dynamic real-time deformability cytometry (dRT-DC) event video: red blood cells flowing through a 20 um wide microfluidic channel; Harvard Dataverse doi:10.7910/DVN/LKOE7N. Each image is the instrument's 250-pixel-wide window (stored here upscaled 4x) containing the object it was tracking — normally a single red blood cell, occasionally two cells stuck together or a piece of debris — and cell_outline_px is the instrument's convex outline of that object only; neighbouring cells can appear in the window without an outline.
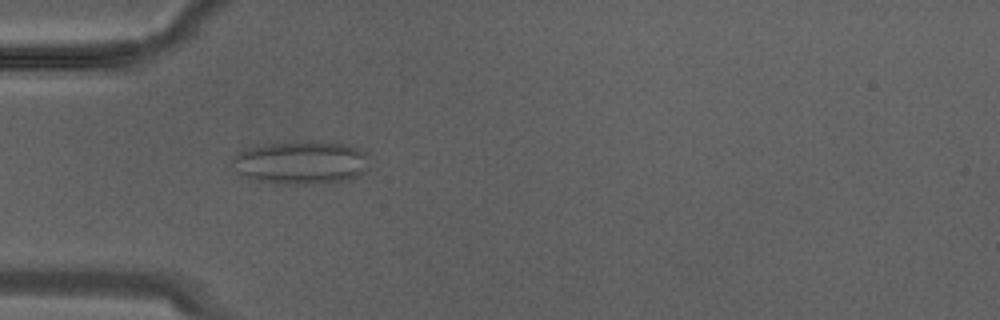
{"species": "Egyptian fruit bat (a non-hibernating species)", "species_latin": "Rousettus aegyptiacus", "temperature_condition": "warm", "stored_images_in_passage": 8, "camera_frame_rate_fps": 3000, "um_per_image_px": 0.085, "animal": {"sex": "male"}, "frame": {"image": 1, "passage_image": 8, "time_ms": 2.333, "image_size_px": [1000, 320], "cell_outline_px": [[372, 168], [360, 176], [348, 180], [312, 184], [288, 184], [260, 180], [248, 176], [240, 172], [232, 160], [232, 156], [240, 148], [268, 144], [308, 140], [312, 140], [348, 144], [364, 152], [368, 156]], "centroid_in_image_um": [25.69, 13.79], "position_along_channel_um": 59.3, "area_um2": 34.91}}